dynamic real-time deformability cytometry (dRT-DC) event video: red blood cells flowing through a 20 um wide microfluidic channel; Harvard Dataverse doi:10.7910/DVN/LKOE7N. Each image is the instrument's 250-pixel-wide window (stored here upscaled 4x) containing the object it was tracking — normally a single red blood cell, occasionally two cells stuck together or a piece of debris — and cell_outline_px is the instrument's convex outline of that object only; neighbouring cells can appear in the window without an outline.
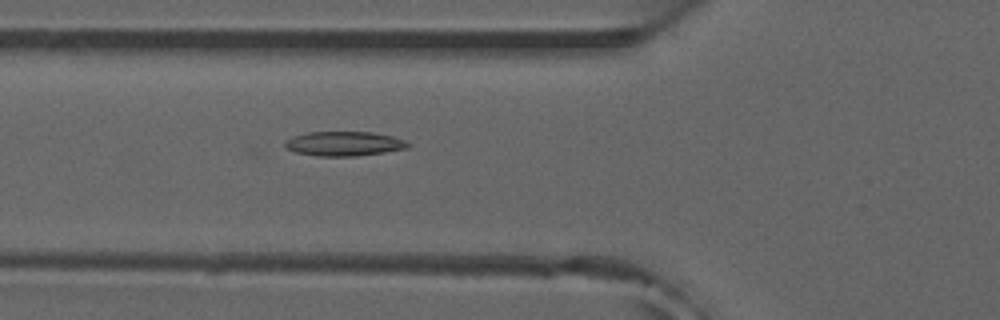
{"species": "common noctule bat (a hibernating species)", "species_latin": "Nyctalus noctula", "temperature_condition": "room temperature", "stored_images_in_passage": 4, "camera_frame_rate_fps": 3000, "um_per_image_px": 0.085, "animal": {"sex": "male", "forearm_length_mm": 52.5}, "frame": {"image": 1, "passage_image": 4, "time_ms": 1.0, "image_size_px": [1000, 320], "cell_outline_px": [[412, 144], [408, 148], [384, 152], [356, 156], [316, 156], [296, 152], [284, 148], [284, 140], [292, 136], [308, 132], [372, 132], [392, 136], [404, 140]], "centroid_in_image_um": [29.22, 12.21], "position_along_channel_um": 96.6, "area_um2": 17.69}}